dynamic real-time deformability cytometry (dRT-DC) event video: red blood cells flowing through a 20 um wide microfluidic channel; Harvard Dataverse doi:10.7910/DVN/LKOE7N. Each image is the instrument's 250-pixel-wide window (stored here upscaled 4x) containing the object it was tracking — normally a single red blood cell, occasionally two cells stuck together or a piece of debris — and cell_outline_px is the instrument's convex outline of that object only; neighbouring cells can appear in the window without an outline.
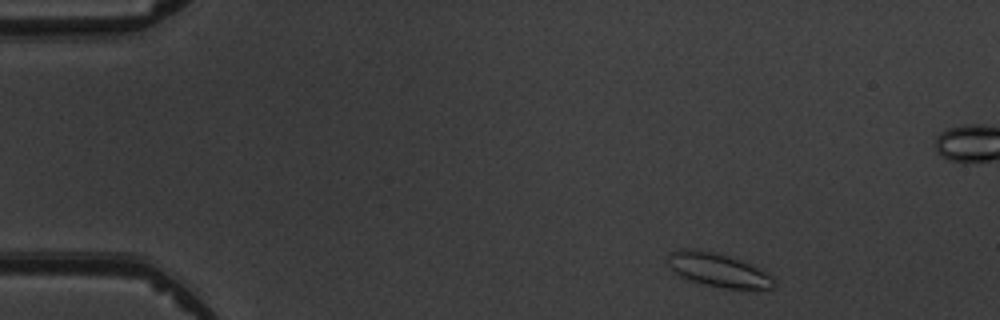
{"species": "common noctule bat (a hibernating species)", "species_latin": "Nyctalus noctula", "temperature_condition": "warm", "stored_images_in_passage": 4, "camera_frame_rate_fps": 3000, "um_per_image_px": 0.085, "animal": {"sex": "male", "body_mass_g": 19.5, "forearm_length_mm": 54.6}, "frame": {"image": 1, "passage_image": 1, "time_ms": 0.0, "image_size_px": [1000, 320], "cell_outline_px": [[776, 284], [772, 288], [724, 288], [692, 280], [680, 276], [668, 264], [668, 252], [680, 248], [692, 248], [712, 252], [728, 256], [752, 264], [772, 276]], "centroid_in_image_um": [61.03, 22.92], "position_along_channel_um": 24.0, "area_um2": 20.46}}